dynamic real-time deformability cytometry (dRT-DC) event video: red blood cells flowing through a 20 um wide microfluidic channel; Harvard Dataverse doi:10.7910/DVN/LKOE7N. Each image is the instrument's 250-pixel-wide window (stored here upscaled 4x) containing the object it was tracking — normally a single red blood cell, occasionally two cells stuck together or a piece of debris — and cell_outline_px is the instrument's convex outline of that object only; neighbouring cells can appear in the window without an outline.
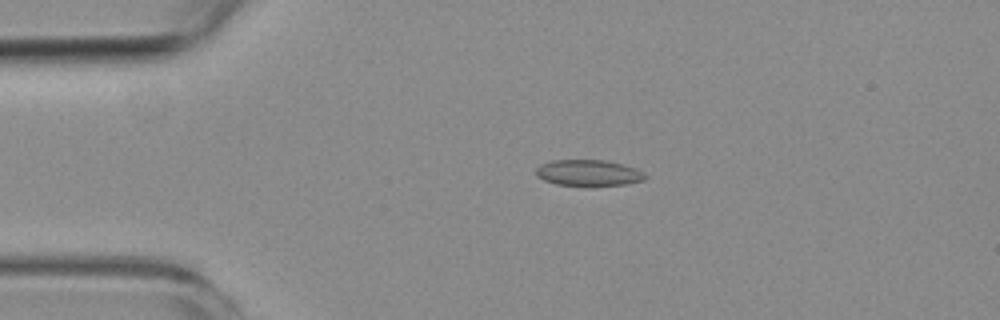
{"species": "common noctule bat (a hibernating species)", "species_latin": "Nyctalus noctula", "temperature_condition": "room temperature", "stored_images_in_passage": 4, "camera_frame_rate_fps": 3000, "um_per_image_px": 0.085, "animal": {"sex": "female", "body_mass_g": 19.3, "forearm_length_mm": 54.1}, "frame": {"image": 1, "passage_image": 3, "time_ms": 2.333, "image_size_px": [1000, 320], "cell_outline_px": [[648, 176], [644, 180], [624, 184], [556, 184], [544, 180], [536, 176], [536, 168], [540, 164], [552, 160], [604, 160], [636, 168], [644, 172]], "centroid_in_image_um": [50.01, 14.66], "position_along_channel_um": 35.0, "area_um2": 16.18}}